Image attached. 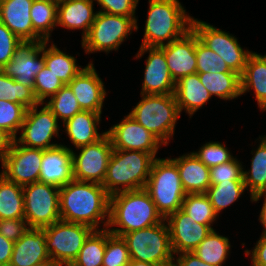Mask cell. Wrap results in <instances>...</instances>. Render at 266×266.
Returning a JSON list of instances; mask_svg holds the SVG:
<instances>
[{
    "mask_svg": "<svg viewBox=\"0 0 266 266\" xmlns=\"http://www.w3.org/2000/svg\"><path fill=\"white\" fill-rule=\"evenodd\" d=\"M18 103L27 109L45 103H39L31 87L16 82L0 70V100Z\"/></svg>",
    "mask_w": 266,
    "mask_h": 266,
    "instance_id": "36",
    "label": "cell"
},
{
    "mask_svg": "<svg viewBox=\"0 0 266 266\" xmlns=\"http://www.w3.org/2000/svg\"><path fill=\"white\" fill-rule=\"evenodd\" d=\"M132 30H138L136 17L97 12L88 34L81 40L85 53L118 50Z\"/></svg>",
    "mask_w": 266,
    "mask_h": 266,
    "instance_id": "8",
    "label": "cell"
},
{
    "mask_svg": "<svg viewBox=\"0 0 266 266\" xmlns=\"http://www.w3.org/2000/svg\"><path fill=\"white\" fill-rule=\"evenodd\" d=\"M126 242L131 260L173 266L170 232L166 220L153 226L121 236Z\"/></svg>",
    "mask_w": 266,
    "mask_h": 266,
    "instance_id": "7",
    "label": "cell"
},
{
    "mask_svg": "<svg viewBox=\"0 0 266 266\" xmlns=\"http://www.w3.org/2000/svg\"><path fill=\"white\" fill-rule=\"evenodd\" d=\"M14 242L0 234V266H9Z\"/></svg>",
    "mask_w": 266,
    "mask_h": 266,
    "instance_id": "51",
    "label": "cell"
},
{
    "mask_svg": "<svg viewBox=\"0 0 266 266\" xmlns=\"http://www.w3.org/2000/svg\"><path fill=\"white\" fill-rule=\"evenodd\" d=\"M241 95L254 90L255 99L260 110H266V55L253 52L240 75Z\"/></svg>",
    "mask_w": 266,
    "mask_h": 266,
    "instance_id": "28",
    "label": "cell"
},
{
    "mask_svg": "<svg viewBox=\"0 0 266 266\" xmlns=\"http://www.w3.org/2000/svg\"><path fill=\"white\" fill-rule=\"evenodd\" d=\"M25 219H1L0 234L13 242L18 241L29 229Z\"/></svg>",
    "mask_w": 266,
    "mask_h": 266,
    "instance_id": "48",
    "label": "cell"
},
{
    "mask_svg": "<svg viewBox=\"0 0 266 266\" xmlns=\"http://www.w3.org/2000/svg\"><path fill=\"white\" fill-rule=\"evenodd\" d=\"M201 83L211 96L233 100L241 96V80L238 73H198Z\"/></svg>",
    "mask_w": 266,
    "mask_h": 266,
    "instance_id": "30",
    "label": "cell"
},
{
    "mask_svg": "<svg viewBox=\"0 0 266 266\" xmlns=\"http://www.w3.org/2000/svg\"><path fill=\"white\" fill-rule=\"evenodd\" d=\"M34 0H0V22L6 25L22 42L44 40L33 30L31 6Z\"/></svg>",
    "mask_w": 266,
    "mask_h": 266,
    "instance_id": "21",
    "label": "cell"
},
{
    "mask_svg": "<svg viewBox=\"0 0 266 266\" xmlns=\"http://www.w3.org/2000/svg\"><path fill=\"white\" fill-rule=\"evenodd\" d=\"M43 150L20 145L15 139L1 160L2 174L7 180L25 186L39 181Z\"/></svg>",
    "mask_w": 266,
    "mask_h": 266,
    "instance_id": "14",
    "label": "cell"
},
{
    "mask_svg": "<svg viewBox=\"0 0 266 266\" xmlns=\"http://www.w3.org/2000/svg\"><path fill=\"white\" fill-rule=\"evenodd\" d=\"M106 133L110 137L113 149L148 152L156 157L159 148L164 145L129 114Z\"/></svg>",
    "mask_w": 266,
    "mask_h": 266,
    "instance_id": "15",
    "label": "cell"
},
{
    "mask_svg": "<svg viewBox=\"0 0 266 266\" xmlns=\"http://www.w3.org/2000/svg\"><path fill=\"white\" fill-rule=\"evenodd\" d=\"M93 1L95 0H58L57 26L69 30L82 29L83 39L88 34L96 16Z\"/></svg>",
    "mask_w": 266,
    "mask_h": 266,
    "instance_id": "24",
    "label": "cell"
},
{
    "mask_svg": "<svg viewBox=\"0 0 266 266\" xmlns=\"http://www.w3.org/2000/svg\"><path fill=\"white\" fill-rule=\"evenodd\" d=\"M52 263L46 246V233L42 228H29L14 242L9 266H36Z\"/></svg>",
    "mask_w": 266,
    "mask_h": 266,
    "instance_id": "23",
    "label": "cell"
},
{
    "mask_svg": "<svg viewBox=\"0 0 266 266\" xmlns=\"http://www.w3.org/2000/svg\"><path fill=\"white\" fill-rule=\"evenodd\" d=\"M64 84L44 65L36 75L33 91L39 103L56 94Z\"/></svg>",
    "mask_w": 266,
    "mask_h": 266,
    "instance_id": "43",
    "label": "cell"
},
{
    "mask_svg": "<svg viewBox=\"0 0 266 266\" xmlns=\"http://www.w3.org/2000/svg\"><path fill=\"white\" fill-rule=\"evenodd\" d=\"M229 238L212 230L205 239L192 251L205 263L223 266L230 254Z\"/></svg>",
    "mask_w": 266,
    "mask_h": 266,
    "instance_id": "33",
    "label": "cell"
},
{
    "mask_svg": "<svg viewBox=\"0 0 266 266\" xmlns=\"http://www.w3.org/2000/svg\"><path fill=\"white\" fill-rule=\"evenodd\" d=\"M105 249L106 229L94 230L70 266H102Z\"/></svg>",
    "mask_w": 266,
    "mask_h": 266,
    "instance_id": "35",
    "label": "cell"
},
{
    "mask_svg": "<svg viewBox=\"0 0 266 266\" xmlns=\"http://www.w3.org/2000/svg\"><path fill=\"white\" fill-rule=\"evenodd\" d=\"M109 199L110 195L102 184L73 179L60 188V219L85 224L94 230H99L101 222L103 229H106L109 221Z\"/></svg>",
    "mask_w": 266,
    "mask_h": 266,
    "instance_id": "1",
    "label": "cell"
},
{
    "mask_svg": "<svg viewBox=\"0 0 266 266\" xmlns=\"http://www.w3.org/2000/svg\"><path fill=\"white\" fill-rule=\"evenodd\" d=\"M128 266H165V265L148 263V262H143V261H138V260H131Z\"/></svg>",
    "mask_w": 266,
    "mask_h": 266,
    "instance_id": "54",
    "label": "cell"
},
{
    "mask_svg": "<svg viewBox=\"0 0 266 266\" xmlns=\"http://www.w3.org/2000/svg\"><path fill=\"white\" fill-rule=\"evenodd\" d=\"M146 52L149 55L146 59L141 94H174L176 83L169 72L164 52L159 47L140 46L135 57L139 59Z\"/></svg>",
    "mask_w": 266,
    "mask_h": 266,
    "instance_id": "16",
    "label": "cell"
},
{
    "mask_svg": "<svg viewBox=\"0 0 266 266\" xmlns=\"http://www.w3.org/2000/svg\"><path fill=\"white\" fill-rule=\"evenodd\" d=\"M73 177L72 149L65 145L43 150L39 182L61 188Z\"/></svg>",
    "mask_w": 266,
    "mask_h": 266,
    "instance_id": "22",
    "label": "cell"
},
{
    "mask_svg": "<svg viewBox=\"0 0 266 266\" xmlns=\"http://www.w3.org/2000/svg\"><path fill=\"white\" fill-rule=\"evenodd\" d=\"M130 261L126 242L122 237L111 234L106 228V249L102 266H128Z\"/></svg>",
    "mask_w": 266,
    "mask_h": 266,
    "instance_id": "42",
    "label": "cell"
},
{
    "mask_svg": "<svg viewBox=\"0 0 266 266\" xmlns=\"http://www.w3.org/2000/svg\"><path fill=\"white\" fill-rule=\"evenodd\" d=\"M27 108L18 103L0 100V128L8 132L14 139L21 130Z\"/></svg>",
    "mask_w": 266,
    "mask_h": 266,
    "instance_id": "41",
    "label": "cell"
},
{
    "mask_svg": "<svg viewBox=\"0 0 266 266\" xmlns=\"http://www.w3.org/2000/svg\"><path fill=\"white\" fill-rule=\"evenodd\" d=\"M197 73H237L232 71L224 60L205 46L196 34Z\"/></svg>",
    "mask_w": 266,
    "mask_h": 266,
    "instance_id": "40",
    "label": "cell"
},
{
    "mask_svg": "<svg viewBox=\"0 0 266 266\" xmlns=\"http://www.w3.org/2000/svg\"><path fill=\"white\" fill-rule=\"evenodd\" d=\"M102 113L81 111L64 124L65 132L76 149L92 144L101 139L105 133H98V124Z\"/></svg>",
    "mask_w": 266,
    "mask_h": 266,
    "instance_id": "26",
    "label": "cell"
},
{
    "mask_svg": "<svg viewBox=\"0 0 266 266\" xmlns=\"http://www.w3.org/2000/svg\"><path fill=\"white\" fill-rule=\"evenodd\" d=\"M60 188L34 182L23 186L24 219L30 228H44L60 220Z\"/></svg>",
    "mask_w": 266,
    "mask_h": 266,
    "instance_id": "10",
    "label": "cell"
},
{
    "mask_svg": "<svg viewBox=\"0 0 266 266\" xmlns=\"http://www.w3.org/2000/svg\"><path fill=\"white\" fill-rule=\"evenodd\" d=\"M36 266H56V265H54L53 263H46V264H39Z\"/></svg>",
    "mask_w": 266,
    "mask_h": 266,
    "instance_id": "55",
    "label": "cell"
},
{
    "mask_svg": "<svg viewBox=\"0 0 266 266\" xmlns=\"http://www.w3.org/2000/svg\"><path fill=\"white\" fill-rule=\"evenodd\" d=\"M156 158L148 152L113 149L102 186L110 196L145 188Z\"/></svg>",
    "mask_w": 266,
    "mask_h": 266,
    "instance_id": "4",
    "label": "cell"
},
{
    "mask_svg": "<svg viewBox=\"0 0 266 266\" xmlns=\"http://www.w3.org/2000/svg\"><path fill=\"white\" fill-rule=\"evenodd\" d=\"M174 95L180 113L184 109L190 118L212 97L201 83L198 73L187 75L177 81Z\"/></svg>",
    "mask_w": 266,
    "mask_h": 266,
    "instance_id": "27",
    "label": "cell"
},
{
    "mask_svg": "<svg viewBox=\"0 0 266 266\" xmlns=\"http://www.w3.org/2000/svg\"><path fill=\"white\" fill-rule=\"evenodd\" d=\"M181 209L193 222L202 225H213L218 217L205 193L186 194Z\"/></svg>",
    "mask_w": 266,
    "mask_h": 266,
    "instance_id": "38",
    "label": "cell"
},
{
    "mask_svg": "<svg viewBox=\"0 0 266 266\" xmlns=\"http://www.w3.org/2000/svg\"><path fill=\"white\" fill-rule=\"evenodd\" d=\"M259 138L261 142L253 153L251 168L249 171L243 170V181L245 188L250 191V198L266 194V135Z\"/></svg>",
    "mask_w": 266,
    "mask_h": 266,
    "instance_id": "32",
    "label": "cell"
},
{
    "mask_svg": "<svg viewBox=\"0 0 266 266\" xmlns=\"http://www.w3.org/2000/svg\"><path fill=\"white\" fill-rule=\"evenodd\" d=\"M177 255L178 257H174L173 266H215L200 260L193 252H183Z\"/></svg>",
    "mask_w": 266,
    "mask_h": 266,
    "instance_id": "50",
    "label": "cell"
},
{
    "mask_svg": "<svg viewBox=\"0 0 266 266\" xmlns=\"http://www.w3.org/2000/svg\"><path fill=\"white\" fill-rule=\"evenodd\" d=\"M38 106L27 109L25 119L21 127V136L15 140L22 146L35 149H50L60 144L50 143L54 136H60L58 119L52 111L44 105L41 110Z\"/></svg>",
    "mask_w": 266,
    "mask_h": 266,
    "instance_id": "13",
    "label": "cell"
},
{
    "mask_svg": "<svg viewBox=\"0 0 266 266\" xmlns=\"http://www.w3.org/2000/svg\"><path fill=\"white\" fill-rule=\"evenodd\" d=\"M144 189L164 219L182 208L186 193L181 184L177 165L171 158L154 160Z\"/></svg>",
    "mask_w": 266,
    "mask_h": 266,
    "instance_id": "6",
    "label": "cell"
},
{
    "mask_svg": "<svg viewBox=\"0 0 266 266\" xmlns=\"http://www.w3.org/2000/svg\"><path fill=\"white\" fill-rule=\"evenodd\" d=\"M165 220L169 227L171 248L176 255L192 252L214 230L212 225L193 222L182 209H178Z\"/></svg>",
    "mask_w": 266,
    "mask_h": 266,
    "instance_id": "17",
    "label": "cell"
},
{
    "mask_svg": "<svg viewBox=\"0 0 266 266\" xmlns=\"http://www.w3.org/2000/svg\"><path fill=\"white\" fill-rule=\"evenodd\" d=\"M24 44L6 25L0 22V70Z\"/></svg>",
    "mask_w": 266,
    "mask_h": 266,
    "instance_id": "46",
    "label": "cell"
},
{
    "mask_svg": "<svg viewBox=\"0 0 266 266\" xmlns=\"http://www.w3.org/2000/svg\"><path fill=\"white\" fill-rule=\"evenodd\" d=\"M129 115L165 146L173 137L180 110L174 94H141Z\"/></svg>",
    "mask_w": 266,
    "mask_h": 266,
    "instance_id": "5",
    "label": "cell"
},
{
    "mask_svg": "<svg viewBox=\"0 0 266 266\" xmlns=\"http://www.w3.org/2000/svg\"><path fill=\"white\" fill-rule=\"evenodd\" d=\"M192 18L179 0H149L141 46L160 47L191 29Z\"/></svg>",
    "mask_w": 266,
    "mask_h": 266,
    "instance_id": "3",
    "label": "cell"
},
{
    "mask_svg": "<svg viewBox=\"0 0 266 266\" xmlns=\"http://www.w3.org/2000/svg\"><path fill=\"white\" fill-rule=\"evenodd\" d=\"M101 6L98 12L135 17L139 0H95Z\"/></svg>",
    "mask_w": 266,
    "mask_h": 266,
    "instance_id": "47",
    "label": "cell"
},
{
    "mask_svg": "<svg viewBox=\"0 0 266 266\" xmlns=\"http://www.w3.org/2000/svg\"><path fill=\"white\" fill-rule=\"evenodd\" d=\"M262 196H264V202L258 220L260 221L261 225L264 227L262 235H266V194L255 195L250 198V201L257 202L259 201V199H261Z\"/></svg>",
    "mask_w": 266,
    "mask_h": 266,
    "instance_id": "53",
    "label": "cell"
},
{
    "mask_svg": "<svg viewBox=\"0 0 266 266\" xmlns=\"http://www.w3.org/2000/svg\"><path fill=\"white\" fill-rule=\"evenodd\" d=\"M46 106L52 111L54 116L65 123L75 114L83 111L77 101L72 89L68 84L64 85L56 94L45 102Z\"/></svg>",
    "mask_w": 266,
    "mask_h": 266,
    "instance_id": "39",
    "label": "cell"
},
{
    "mask_svg": "<svg viewBox=\"0 0 266 266\" xmlns=\"http://www.w3.org/2000/svg\"><path fill=\"white\" fill-rule=\"evenodd\" d=\"M193 154L208 168L231 161L234 157L227 147L220 142H207L199 151Z\"/></svg>",
    "mask_w": 266,
    "mask_h": 266,
    "instance_id": "44",
    "label": "cell"
},
{
    "mask_svg": "<svg viewBox=\"0 0 266 266\" xmlns=\"http://www.w3.org/2000/svg\"><path fill=\"white\" fill-rule=\"evenodd\" d=\"M23 186L0 174V220L24 219Z\"/></svg>",
    "mask_w": 266,
    "mask_h": 266,
    "instance_id": "31",
    "label": "cell"
},
{
    "mask_svg": "<svg viewBox=\"0 0 266 266\" xmlns=\"http://www.w3.org/2000/svg\"><path fill=\"white\" fill-rule=\"evenodd\" d=\"M72 150L73 177L78 181L103 184L113 147L107 133L98 141Z\"/></svg>",
    "mask_w": 266,
    "mask_h": 266,
    "instance_id": "12",
    "label": "cell"
},
{
    "mask_svg": "<svg viewBox=\"0 0 266 266\" xmlns=\"http://www.w3.org/2000/svg\"><path fill=\"white\" fill-rule=\"evenodd\" d=\"M246 256H251L252 266H266V235H262L252 251L245 250Z\"/></svg>",
    "mask_w": 266,
    "mask_h": 266,
    "instance_id": "49",
    "label": "cell"
},
{
    "mask_svg": "<svg viewBox=\"0 0 266 266\" xmlns=\"http://www.w3.org/2000/svg\"><path fill=\"white\" fill-rule=\"evenodd\" d=\"M49 41H44V61L45 66L64 84H69L75 76L82 70V66H78L76 58L66 54L57 48V45L51 44L47 47Z\"/></svg>",
    "mask_w": 266,
    "mask_h": 266,
    "instance_id": "29",
    "label": "cell"
},
{
    "mask_svg": "<svg viewBox=\"0 0 266 266\" xmlns=\"http://www.w3.org/2000/svg\"><path fill=\"white\" fill-rule=\"evenodd\" d=\"M159 48L164 52L175 83L187 75L197 73L196 33L192 28L180 38Z\"/></svg>",
    "mask_w": 266,
    "mask_h": 266,
    "instance_id": "19",
    "label": "cell"
},
{
    "mask_svg": "<svg viewBox=\"0 0 266 266\" xmlns=\"http://www.w3.org/2000/svg\"><path fill=\"white\" fill-rule=\"evenodd\" d=\"M58 0H34L31 6L33 30L44 40L50 41L51 32L57 27Z\"/></svg>",
    "mask_w": 266,
    "mask_h": 266,
    "instance_id": "34",
    "label": "cell"
},
{
    "mask_svg": "<svg viewBox=\"0 0 266 266\" xmlns=\"http://www.w3.org/2000/svg\"><path fill=\"white\" fill-rule=\"evenodd\" d=\"M13 141H14V138L4 129L0 128V159L1 160L10 150Z\"/></svg>",
    "mask_w": 266,
    "mask_h": 266,
    "instance_id": "52",
    "label": "cell"
},
{
    "mask_svg": "<svg viewBox=\"0 0 266 266\" xmlns=\"http://www.w3.org/2000/svg\"><path fill=\"white\" fill-rule=\"evenodd\" d=\"M245 189L244 182H220L210 185L205 194L219 217L222 209L227 208L238 200Z\"/></svg>",
    "mask_w": 266,
    "mask_h": 266,
    "instance_id": "37",
    "label": "cell"
},
{
    "mask_svg": "<svg viewBox=\"0 0 266 266\" xmlns=\"http://www.w3.org/2000/svg\"><path fill=\"white\" fill-rule=\"evenodd\" d=\"M191 28L198 39L217 53L232 71L239 75L243 73L253 51L243 50L235 36L205 21L192 18Z\"/></svg>",
    "mask_w": 266,
    "mask_h": 266,
    "instance_id": "11",
    "label": "cell"
},
{
    "mask_svg": "<svg viewBox=\"0 0 266 266\" xmlns=\"http://www.w3.org/2000/svg\"><path fill=\"white\" fill-rule=\"evenodd\" d=\"M171 160L177 165L186 194L206 193L210 187V168L204 165L193 152Z\"/></svg>",
    "mask_w": 266,
    "mask_h": 266,
    "instance_id": "25",
    "label": "cell"
},
{
    "mask_svg": "<svg viewBox=\"0 0 266 266\" xmlns=\"http://www.w3.org/2000/svg\"><path fill=\"white\" fill-rule=\"evenodd\" d=\"M42 229L46 233L47 252L56 266H70L85 240L94 231L88 225L61 219Z\"/></svg>",
    "mask_w": 266,
    "mask_h": 266,
    "instance_id": "9",
    "label": "cell"
},
{
    "mask_svg": "<svg viewBox=\"0 0 266 266\" xmlns=\"http://www.w3.org/2000/svg\"><path fill=\"white\" fill-rule=\"evenodd\" d=\"M164 220L144 188L122 191L110 196L107 229L113 235L121 237ZM113 226L119 228H112Z\"/></svg>",
    "mask_w": 266,
    "mask_h": 266,
    "instance_id": "2",
    "label": "cell"
},
{
    "mask_svg": "<svg viewBox=\"0 0 266 266\" xmlns=\"http://www.w3.org/2000/svg\"><path fill=\"white\" fill-rule=\"evenodd\" d=\"M68 85L83 111L102 113L103 102L107 93L104 83L91 61Z\"/></svg>",
    "mask_w": 266,
    "mask_h": 266,
    "instance_id": "20",
    "label": "cell"
},
{
    "mask_svg": "<svg viewBox=\"0 0 266 266\" xmlns=\"http://www.w3.org/2000/svg\"><path fill=\"white\" fill-rule=\"evenodd\" d=\"M44 65V41L24 43L1 71L16 82L33 89L35 77Z\"/></svg>",
    "mask_w": 266,
    "mask_h": 266,
    "instance_id": "18",
    "label": "cell"
},
{
    "mask_svg": "<svg viewBox=\"0 0 266 266\" xmlns=\"http://www.w3.org/2000/svg\"><path fill=\"white\" fill-rule=\"evenodd\" d=\"M220 182H244L243 166L237 158L210 168V185Z\"/></svg>",
    "mask_w": 266,
    "mask_h": 266,
    "instance_id": "45",
    "label": "cell"
}]
</instances>
